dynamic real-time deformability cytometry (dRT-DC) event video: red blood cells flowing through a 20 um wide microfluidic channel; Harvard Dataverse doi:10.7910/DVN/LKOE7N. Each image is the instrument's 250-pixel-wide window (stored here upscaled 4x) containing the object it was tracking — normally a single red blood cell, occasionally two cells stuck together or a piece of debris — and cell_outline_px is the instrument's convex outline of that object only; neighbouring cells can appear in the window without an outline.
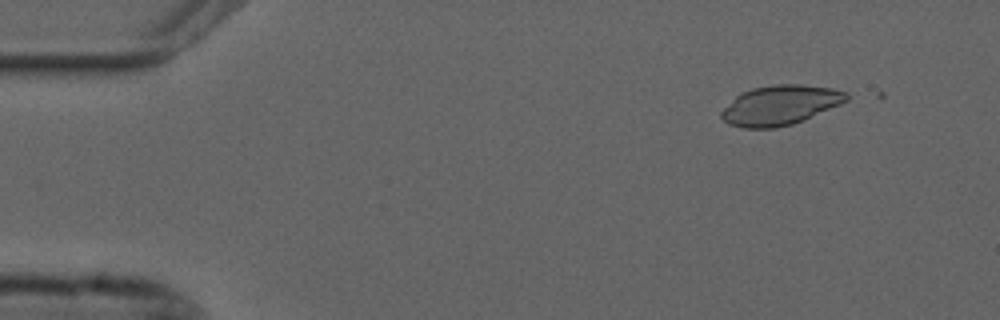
{"species": "common noctule bat (a hibernating species)", "species_latin": "Nyctalus noctula", "temperature_condition": "cold", "stored_images_in_passage": 3, "camera_frame_rate_fps": 3000, "um_per_image_px": 0.085, "animal": {"sex": "male", "forearm_length_mm": 52.5}, "frame": {"image": 1, "passage_image": 2, "time_ms": 0.333, "image_size_px": [1000, 320], "cell_outline_px": [[848, 100], [840, 104], [804, 120], [792, 124], [776, 128], [744, 128], [728, 124], [720, 116], [720, 112], [736, 96], [752, 88], [772, 84], [800, 84], [832, 88], [848, 92]], "centroid_in_image_um": [66.32, 8.94], "position_along_channel_um": 18.7, "area_um2": 28.9}}